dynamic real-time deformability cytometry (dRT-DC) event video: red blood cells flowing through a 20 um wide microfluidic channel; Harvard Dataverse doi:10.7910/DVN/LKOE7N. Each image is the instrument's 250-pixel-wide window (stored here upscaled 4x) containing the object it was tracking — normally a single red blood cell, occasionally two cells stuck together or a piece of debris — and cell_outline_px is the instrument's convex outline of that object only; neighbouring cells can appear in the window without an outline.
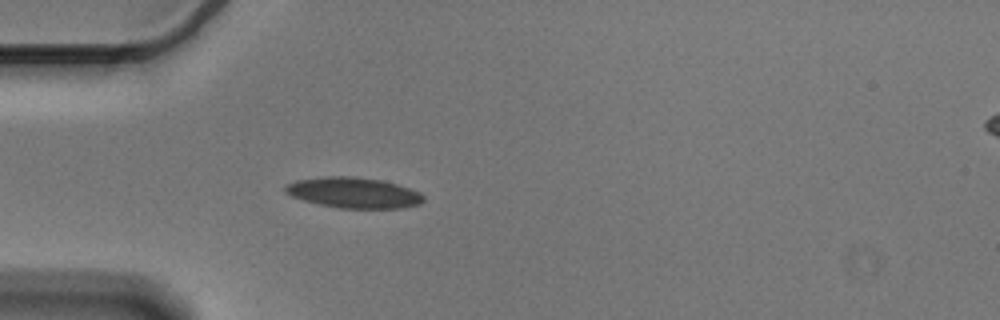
{"species": "Egyptian fruit bat (a non-hibernating species)", "species_latin": "Rousettus aegyptiacus", "temperature_condition": "cold", "stored_images_in_passage": 41, "camera_frame_rate_fps": 3000, "um_per_image_px": 0.085, "animal": {"sex": "male"}, "frame": {"image": 1, "passage_image": 1, "time_ms": 0.0, "image_size_px": [1000, 320], "cell_outline_px": [[424, 200], [420, 204], [400, 208], [340, 208], [320, 204], [304, 200], [292, 196], [284, 192], [284, 184], [296, 180], [324, 176], [352, 176], [380, 180], [396, 184], [420, 192], [424, 196]], "centroid_in_image_um": [30.03, 16.37], "position_along_channel_um": 55.0, "area_um2": 24.62}}
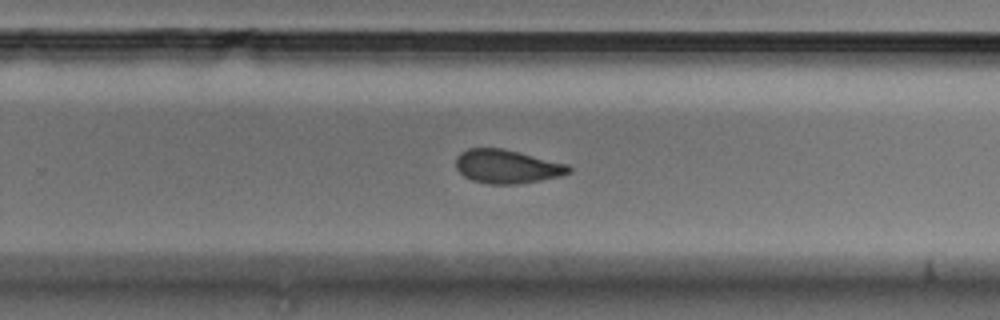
{"frame": {"image": 2, "passage_image": 21, "time_ms": 6.667, "image_size_px": [1000, 320], "cell_outline_px": [[572, 172], [560, 176], [540, 180], [516, 184], [488, 184], [472, 180], [464, 176], [456, 168], [456, 156], [460, 152], [468, 148], [504, 148], [568, 164], [572, 168]], "centroid_in_image_um": [43.1, 14.14], "position_along_channel_um": 286.7, "area_um2": 22.31}}
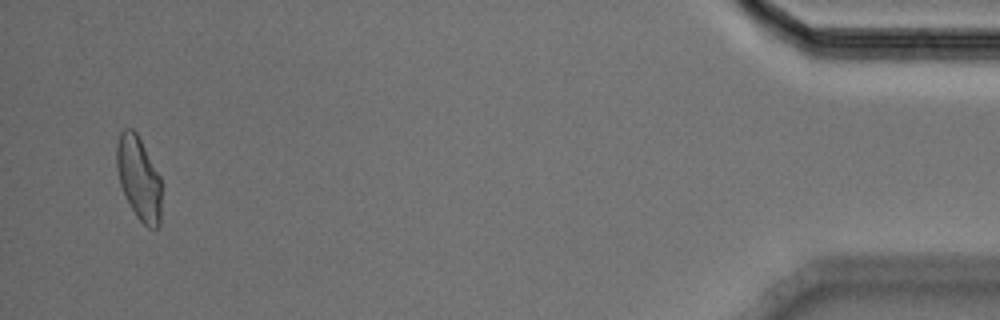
{"frame": {"image": 3, "passage_image": 39, "time_ms": 12.667, "image_size_px": [1000, 320], "cell_outline_px": [[160, 224], [156, 228], [148, 228], [136, 216], [120, 184], [116, 168], [116, 144], [120, 132], [124, 128], [132, 128], [136, 132], [160, 176]], "centroid_in_image_um": [11.78, 15.12], "position_along_channel_um": 423.4, "area_um2": 21.56}, "authors_computed_cell_mechanics": {"area_um2": 22.831, "velocity_mm_per_s": 3.5827, "shape_relaxation_time_tau1_ms": 4.9975, "shape_relaxation_time_tau2_ms": 2.6832, "deformation_change_tau1": 0.1344, "deformation_change_tau2": 0.0696}}